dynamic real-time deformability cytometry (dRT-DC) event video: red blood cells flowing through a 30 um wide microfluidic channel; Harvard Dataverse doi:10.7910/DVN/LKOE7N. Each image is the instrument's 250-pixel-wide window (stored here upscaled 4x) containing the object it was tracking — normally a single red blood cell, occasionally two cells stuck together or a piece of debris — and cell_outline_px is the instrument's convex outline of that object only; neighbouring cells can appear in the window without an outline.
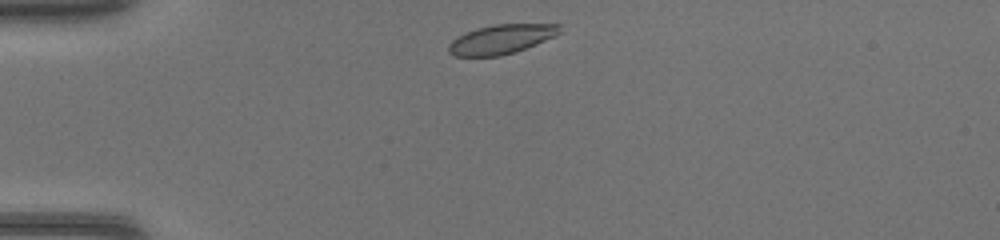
{"species": "common noctule bat (a hibernating species)", "species_latin": "Nyctalus noctula", "temperature_condition": "warm", "stored_images_in_passage": 35, "camera_frame_rate_fps": 3000, "um_per_image_px": 0.085, "animal": {"sex": "female", "body_mass_g": 17.0, "forearm_length_mm": 48.0}, "frame": {"image": 1, "passage_image": 1, "time_ms": 0.0, "image_size_px": [1000, 240], "cell_outline_px": [[560, 32], [544, 40], [516, 52], [500, 56], [456, 56], [448, 52], [448, 44], [452, 40], [476, 28], [492, 24], [560, 24]], "centroid_in_image_um": [42.57, 3.33], "position_along_channel_um": 42.4, "area_um2": 18.73}}
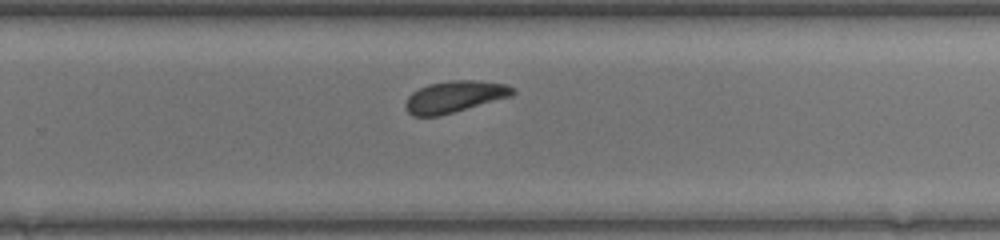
{"frame": {"image": 2, "passage_image": 20, "time_ms": 6.333, "image_size_px": [1000, 240], "cell_outline_px": [[516, 92], [512, 96], [440, 116], [412, 116], [404, 108], [404, 104], [408, 96], [412, 92], [428, 84], [448, 80], [476, 80], [508, 84]], "centroid_in_image_um": [38.62, 8.22], "position_along_channel_um": 291.2, "area_um2": 19.94}}
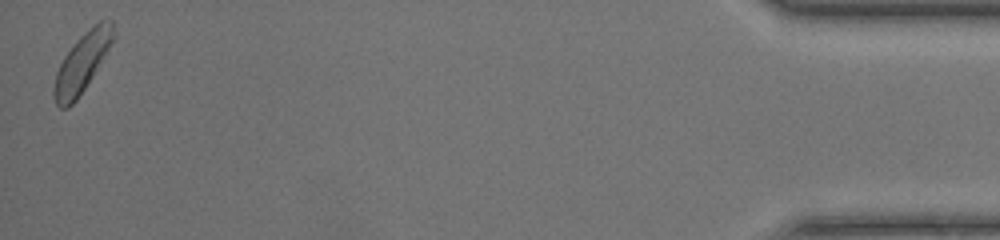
{"frame": {"image": 3, "passage_image": 35, "time_ms": 11.333, "image_size_px": [1000, 240], "cell_outline_px": [[116, 36], [92, 76], [76, 100], [68, 108], [60, 108], [56, 104], [52, 96], [52, 88], [56, 72], [64, 56], [76, 40], [84, 32], [100, 20], [112, 20], [116, 32]], "centroid_in_image_um": [6.96, 5.32], "position_along_channel_um": 428.2, "area_um2": 20.35}}